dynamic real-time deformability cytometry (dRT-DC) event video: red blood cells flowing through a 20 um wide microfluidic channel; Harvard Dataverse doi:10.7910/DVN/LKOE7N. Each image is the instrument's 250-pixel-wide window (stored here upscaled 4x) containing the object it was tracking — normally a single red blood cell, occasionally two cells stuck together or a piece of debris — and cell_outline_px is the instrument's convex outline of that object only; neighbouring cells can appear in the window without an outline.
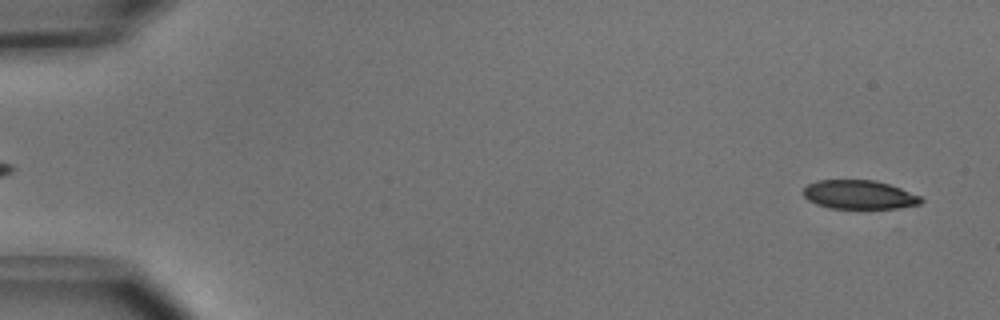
{"species": "common noctule bat (a hibernating species)", "species_latin": "Nyctalus noctula", "temperature_condition": "cold", "stored_images_in_passage": 12, "camera_frame_rate_fps": 3000, "um_per_image_px": 0.085, "animal": {"sex": "male", "body_mass_g": 15.6}, "frame": {"image": 1, "passage_image": 2, "time_ms": 0.333, "image_size_px": [1000, 320], "cell_outline_px": [[924, 200], [920, 204], [900, 208], [828, 208], [816, 204], [808, 200], [804, 196], [804, 188], [808, 184], [816, 180], [876, 180], [900, 188], [920, 196]], "centroid_in_image_um": [73.02, 16.55], "position_along_channel_um": 12.0, "area_um2": 19.77}}